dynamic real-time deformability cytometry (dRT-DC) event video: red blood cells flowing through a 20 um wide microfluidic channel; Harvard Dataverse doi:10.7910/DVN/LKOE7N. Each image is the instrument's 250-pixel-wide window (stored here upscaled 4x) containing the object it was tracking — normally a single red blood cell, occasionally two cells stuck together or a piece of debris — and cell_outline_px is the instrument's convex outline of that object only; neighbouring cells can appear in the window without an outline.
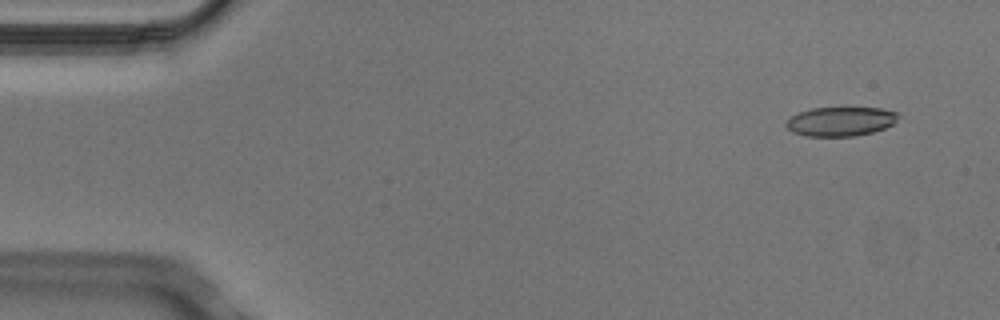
{"species": "Egyptian fruit bat (a non-hibernating species)", "species_latin": "Rousettus aegyptiacus", "temperature_condition": "cold", "stored_images_in_passage": 5, "camera_frame_rate_fps": 3000, "um_per_image_px": 0.085, "animal": {"sex": "male"}, "frame": {"image": 1, "passage_image": 1, "time_ms": 0.0, "image_size_px": [1000, 320], "cell_outline_px": [[900, 116], [892, 124], [884, 128], [872, 132], [856, 136], [808, 136], [792, 132], [784, 124], [792, 116], [800, 112], [812, 108], [880, 108], [900, 112]], "centroid_in_image_um": [71.48, 10.32], "position_along_channel_um": 13.5, "area_um2": 19.02}}